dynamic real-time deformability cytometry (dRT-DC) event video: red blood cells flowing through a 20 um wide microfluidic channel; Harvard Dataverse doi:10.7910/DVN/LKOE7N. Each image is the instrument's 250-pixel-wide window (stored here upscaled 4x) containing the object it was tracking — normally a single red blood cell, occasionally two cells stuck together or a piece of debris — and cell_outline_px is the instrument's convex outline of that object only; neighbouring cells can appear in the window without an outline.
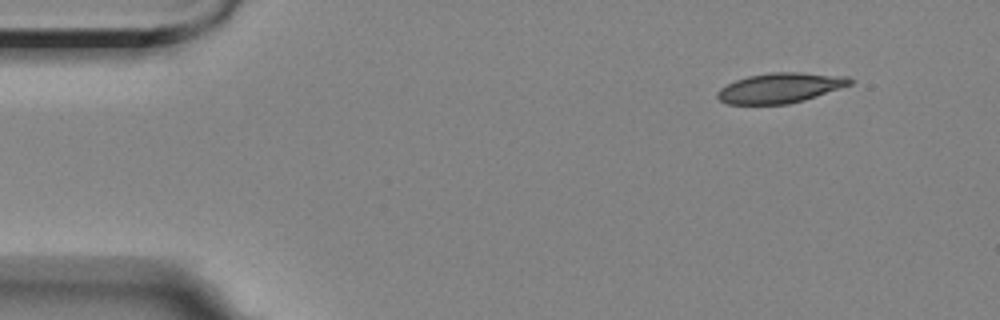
{"species": "Egyptian fruit bat (a non-hibernating species)", "species_latin": "Rousettus aegyptiacus", "temperature_condition": "room temperature", "stored_images_in_passage": 5, "camera_frame_rate_fps": 3000, "um_per_image_px": 0.085, "animal": {"sex": "female"}, "frame": {"image": 1, "passage_image": 5, "time_ms": 4.667, "image_size_px": [1000, 320], "cell_outline_px": [[856, 80], [852, 84], [804, 100], [788, 104], [728, 104], [720, 100], [716, 96], [716, 92], [720, 88], [736, 80], [748, 76], [772, 72], [800, 72], [848, 76]], "centroid_in_image_um": [66.34, 7.46], "position_along_channel_um": 18.7, "area_um2": 23.24}}